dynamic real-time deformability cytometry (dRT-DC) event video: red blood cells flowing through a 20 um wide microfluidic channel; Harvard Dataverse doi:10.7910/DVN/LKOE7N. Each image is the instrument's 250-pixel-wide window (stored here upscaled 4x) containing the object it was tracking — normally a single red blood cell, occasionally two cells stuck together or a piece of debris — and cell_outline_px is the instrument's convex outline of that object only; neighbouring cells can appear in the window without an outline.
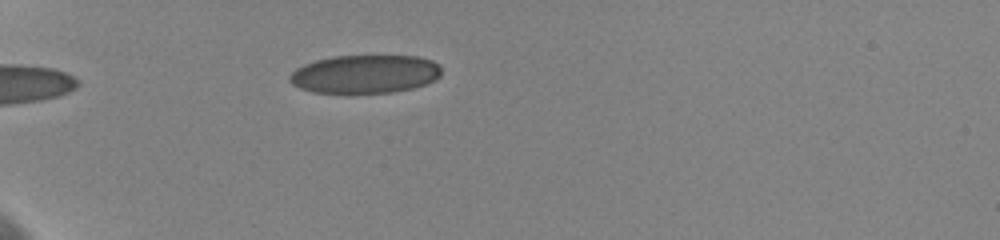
{"species": "human", "species_latin": "Homo sapiens", "temperature_condition": "cold", "stored_images_in_passage": 32, "camera_frame_rate_fps": 3000, "um_per_image_px": 0.085, "donor": {"sex": "female"}, "frame": {"image": 1, "passage_image": 1, "time_ms": 0.0, "image_size_px": [1000, 240], "cell_outline_px": [[440, 76], [436, 80], [412, 88], [392, 92], [312, 92], [300, 88], [292, 84], [288, 80], [288, 76], [296, 68], [304, 64], [316, 60], [332, 56], [416, 56], [432, 60], [440, 64]], "centroid_in_image_um": [31.02, 6.28], "position_along_channel_um": 54.0, "area_um2": 33.81}}